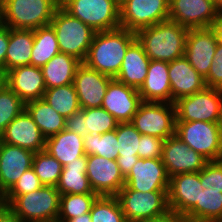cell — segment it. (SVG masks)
I'll use <instances>...</instances> for the list:
<instances>
[{"mask_svg": "<svg viewBox=\"0 0 222 222\" xmlns=\"http://www.w3.org/2000/svg\"><path fill=\"white\" fill-rule=\"evenodd\" d=\"M136 33L125 28L96 32L85 61L87 67L115 78Z\"/></svg>", "mask_w": 222, "mask_h": 222, "instance_id": "obj_1", "label": "cell"}, {"mask_svg": "<svg viewBox=\"0 0 222 222\" xmlns=\"http://www.w3.org/2000/svg\"><path fill=\"white\" fill-rule=\"evenodd\" d=\"M189 29L171 20L145 27L136 32L150 60L172 62L184 56Z\"/></svg>", "mask_w": 222, "mask_h": 222, "instance_id": "obj_2", "label": "cell"}, {"mask_svg": "<svg viewBox=\"0 0 222 222\" xmlns=\"http://www.w3.org/2000/svg\"><path fill=\"white\" fill-rule=\"evenodd\" d=\"M7 206L23 222L57 221L60 192L54 186L43 185L23 195H5Z\"/></svg>", "mask_w": 222, "mask_h": 222, "instance_id": "obj_3", "label": "cell"}, {"mask_svg": "<svg viewBox=\"0 0 222 222\" xmlns=\"http://www.w3.org/2000/svg\"><path fill=\"white\" fill-rule=\"evenodd\" d=\"M50 25L54 29L60 52L71 55L83 63L96 31L71 16L61 6L55 10Z\"/></svg>", "mask_w": 222, "mask_h": 222, "instance_id": "obj_4", "label": "cell"}, {"mask_svg": "<svg viewBox=\"0 0 222 222\" xmlns=\"http://www.w3.org/2000/svg\"><path fill=\"white\" fill-rule=\"evenodd\" d=\"M5 25L11 29L35 30L50 25L60 0H2Z\"/></svg>", "mask_w": 222, "mask_h": 222, "instance_id": "obj_5", "label": "cell"}, {"mask_svg": "<svg viewBox=\"0 0 222 222\" xmlns=\"http://www.w3.org/2000/svg\"><path fill=\"white\" fill-rule=\"evenodd\" d=\"M60 6L96 32L120 27L117 0H60Z\"/></svg>", "mask_w": 222, "mask_h": 222, "instance_id": "obj_6", "label": "cell"}, {"mask_svg": "<svg viewBox=\"0 0 222 222\" xmlns=\"http://www.w3.org/2000/svg\"><path fill=\"white\" fill-rule=\"evenodd\" d=\"M175 135L208 161L222 157V131L218 123L176 122Z\"/></svg>", "mask_w": 222, "mask_h": 222, "instance_id": "obj_7", "label": "cell"}, {"mask_svg": "<svg viewBox=\"0 0 222 222\" xmlns=\"http://www.w3.org/2000/svg\"><path fill=\"white\" fill-rule=\"evenodd\" d=\"M116 197L127 222L157 218L170 211L168 191L139 192L124 185Z\"/></svg>", "mask_w": 222, "mask_h": 222, "instance_id": "obj_8", "label": "cell"}, {"mask_svg": "<svg viewBox=\"0 0 222 222\" xmlns=\"http://www.w3.org/2000/svg\"><path fill=\"white\" fill-rule=\"evenodd\" d=\"M176 122L218 123L222 107V89L208 88L174 102Z\"/></svg>", "mask_w": 222, "mask_h": 222, "instance_id": "obj_9", "label": "cell"}, {"mask_svg": "<svg viewBox=\"0 0 222 222\" xmlns=\"http://www.w3.org/2000/svg\"><path fill=\"white\" fill-rule=\"evenodd\" d=\"M131 123L141 135L166 140L175 134V105L142 101Z\"/></svg>", "mask_w": 222, "mask_h": 222, "instance_id": "obj_10", "label": "cell"}, {"mask_svg": "<svg viewBox=\"0 0 222 222\" xmlns=\"http://www.w3.org/2000/svg\"><path fill=\"white\" fill-rule=\"evenodd\" d=\"M119 8L120 27L135 33L169 20V0H125Z\"/></svg>", "mask_w": 222, "mask_h": 222, "instance_id": "obj_11", "label": "cell"}, {"mask_svg": "<svg viewBox=\"0 0 222 222\" xmlns=\"http://www.w3.org/2000/svg\"><path fill=\"white\" fill-rule=\"evenodd\" d=\"M161 160L169 178L177 174L199 172L209 162L175 134L164 140Z\"/></svg>", "mask_w": 222, "mask_h": 222, "instance_id": "obj_12", "label": "cell"}, {"mask_svg": "<svg viewBox=\"0 0 222 222\" xmlns=\"http://www.w3.org/2000/svg\"><path fill=\"white\" fill-rule=\"evenodd\" d=\"M90 186L98 196H116L125 185V177L116 160L98 155L87 156V170Z\"/></svg>", "mask_w": 222, "mask_h": 222, "instance_id": "obj_13", "label": "cell"}, {"mask_svg": "<svg viewBox=\"0 0 222 222\" xmlns=\"http://www.w3.org/2000/svg\"><path fill=\"white\" fill-rule=\"evenodd\" d=\"M219 12L213 0H169V20L188 29L210 27Z\"/></svg>", "mask_w": 222, "mask_h": 222, "instance_id": "obj_14", "label": "cell"}, {"mask_svg": "<svg viewBox=\"0 0 222 222\" xmlns=\"http://www.w3.org/2000/svg\"><path fill=\"white\" fill-rule=\"evenodd\" d=\"M169 180L161 158H139L125 177V185L139 192L168 191Z\"/></svg>", "mask_w": 222, "mask_h": 222, "instance_id": "obj_15", "label": "cell"}, {"mask_svg": "<svg viewBox=\"0 0 222 222\" xmlns=\"http://www.w3.org/2000/svg\"><path fill=\"white\" fill-rule=\"evenodd\" d=\"M217 44L211 27L191 28L188 31L184 57L203 78L208 75Z\"/></svg>", "mask_w": 222, "mask_h": 222, "instance_id": "obj_16", "label": "cell"}, {"mask_svg": "<svg viewBox=\"0 0 222 222\" xmlns=\"http://www.w3.org/2000/svg\"><path fill=\"white\" fill-rule=\"evenodd\" d=\"M142 100L137 89L113 78L106 90L102 108L118 123L131 122Z\"/></svg>", "mask_w": 222, "mask_h": 222, "instance_id": "obj_17", "label": "cell"}, {"mask_svg": "<svg viewBox=\"0 0 222 222\" xmlns=\"http://www.w3.org/2000/svg\"><path fill=\"white\" fill-rule=\"evenodd\" d=\"M112 79L82 63L77 68L73 81L81 109L102 107L107 87Z\"/></svg>", "mask_w": 222, "mask_h": 222, "instance_id": "obj_18", "label": "cell"}, {"mask_svg": "<svg viewBox=\"0 0 222 222\" xmlns=\"http://www.w3.org/2000/svg\"><path fill=\"white\" fill-rule=\"evenodd\" d=\"M203 189L200 171L170 177L168 189L170 211L186 215L197 203H200Z\"/></svg>", "mask_w": 222, "mask_h": 222, "instance_id": "obj_19", "label": "cell"}, {"mask_svg": "<svg viewBox=\"0 0 222 222\" xmlns=\"http://www.w3.org/2000/svg\"><path fill=\"white\" fill-rule=\"evenodd\" d=\"M34 152L0 140V190L6 194L32 167Z\"/></svg>", "mask_w": 222, "mask_h": 222, "instance_id": "obj_20", "label": "cell"}, {"mask_svg": "<svg viewBox=\"0 0 222 222\" xmlns=\"http://www.w3.org/2000/svg\"><path fill=\"white\" fill-rule=\"evenodd\" d=\"M0 140L6 144L28 149L34 153L45 150L46 138L26 110L21 112L6 127L0 135Z\"/></svg>", "mask_w": 222, "mask_h": 222, "instance_id": "obj_21", "label": "cell"}, {"mask_svg": "<svg viewBox=\"0 0 222 222\" xmlns=\"http://www.w3.org/2000/svg\"><path fill=\"white\" fill-rule=\"evenodd\" d=\"M6 85L24 102L42 99L46 91L40 67L25 65L5 73Z\"/></svg>", "mask_w": 222, "mask_h": 222, "instance_id": "obj_22", "label": "cell"}, {"mask_svg": "<svg viewBox=\"0 0 222 222\" xmlns=\"http://www.w3.org/2000/svg\"><path fill=\"white\" fill-rule=\"evenodd\" d=\"M171 86V103L196 92L207 86L205 79L191 66L183 56L168 63Z\"/></svg>", "mask_w": 222, "mask_h": 222, "instance_id": "obj_23", "label": "cell"}, {"mask_svg": "<svg viewBox=\"0 0 222 222\" xmlns=\"http://www.w3.org/2000/svg\"><path fill=\"white\" fill-rule=\"evenodd\" d=\"M168 62L151 60L144 83L138 89L142 101L171 103Z\"/></svg>", "mask_w": 222, "mask_h": 222, "instance_id": "obj_24", "label": "cell"}, {"mask_svg": "<svg viewBox=\"0 0 222 222\" xmlns=\"http://www.w3.org/2000/svg\"><path fill=\"white\" fill-rule=\"evenodd\" d=\"M150 61L136 38L126 50L121 69L115 79L138 90L145 81Z\"/></svg>", "mask_w": 222, "mask_h": 222, "instance_id": "obj_25", "label": "cell"}, {"mask_svg": "<svg viewBox=\"0 0 222 222\" xmlns=\"http://www.w3.org/2000/svg\"><path fill=\"white\" fill-rule=\"evenodd\" d=\"M83 143L82 136L64 129L46 138L45 150L65 166L68 162L77 161V158L85 155Z\"/></svg>", "mask_w": 222, "mask_h": 222, "instance_id": "obj_26", "label": "cell"}, {"mask_svg": "<svg viewBox=\"0 0 222 222\" xmlns=\"http://www.w3.org/2000/svg\"><path fill=\"white\" fill-rule=\"evenodd\" d=\"M81 64L77 58L59 52L41 67L46 89L73 84L77 68Z\"/></svg>", "mask_w": 222, "mask_h": 222, "instance_id": "obj_27", "label": "cell"}, {"mask_svg": "<svg viewBox=\"0 0 222 222\" xmlns=\"http://www.w3.org/2000/svg\"><path fill=\"white\" fill-rule=\"evenodd\" d=\"M119 157L116 159L120 171L126 177L138 161L141 134L131 122L118 123L116 127Z\"/></svg>", "mask_w": 222, "mask_h": 222, "instance_id": "obj_28", "label": "cell"}, {"mask_svg": "<svg viewBox=\"0 0 222 222\" xmlns=\"http://www.w3.org/2000/svg\"><path fill=\"white\" fill-rule=\"evenodd\" d=\"M87 155L77 158V161L68 162L63 166L56 189L60 194H87L94 193L88 177Z\"/></svg>", "mask_w": 222, "mask_h": 222, "instance_id": "obj_29", "label": "cell"}, {"mask_svg": "<svg viewBox=\"0 0 222 222\" xmlns=\"http://www.w3.org/2000/svg\"><path fill=\"white\" fill-rule=\"evenodd\" d=\"M33 43V30L9 28L6 72L15 67L31 65Z\"/></svg>", "mask_w": 222, "mask_h": 222, "instance_id": "obj_30", "label": "cell"}, {"mask_svg": "<svg viewBox=\"0 0 222 222\" xmlns=\"http://www.w3.org/2000/svg\"><path fill=\"white\" fill-rule=\"evenodd\" d=\"M25 110L38 125L45 138L58 134L65 129L66 119L43 99L25 103Z\"/></svg>", "mask_w": 222, "mask_h": 222, "instance_id": "obj_31", "label": "cell"}, {"mask_svg": "<svg viewBox=\"0 0 222 222\" xmlns=\"http://www.w3.org/2000/svg\"><path fill=\"white\" fill-rule=\"evenodd\" d=\"M186 216L192 222H220L222 220V190L201 191L200 203H197Z\"/></svg>", "mask_w": 222, "mask_h": 222, "instance_id": "obj_32", "label": "cell"}, {"mask_svg": "<svg viewBox=\"0 0 222 222\" xmlns=\"http://www.w3.org/2000/svg\"><path fill=\"white\" fill-rule=\"evenodd\" d=\"M33 35L31 65L41 68L60 52V48L51 25L33 30Z\"/></svg>", "mask_w": 222, "mask_h": 222, "instance_id": "obj_33", "label": "cell"}, {"mask_svg": "<svg viewBox=\"0 0 222 222\" xmlns=\"http://www.w3.org/2000/svg\"><path fill=\"white\" fill-rule=\"evenodd\" d=\"M42 99L65 119L81 109L73 84L46 89Z\"/></svg>", "mask_w": 222, "mask_h": 222, "instance_id": "obj_34", "label": "cell"}, {"mask_svg": "<svg viewBox=\"0 0 222 222\" xmlns=\"http://www.w3.org/2000/svg\"><path fill=\"white\" fill-rule=\"evenodd\" d=\"M98 195L87 194H60L58 222H66L69 219L79 217L91 210L92 204Z\"/></svg>", "mask_w": 222, "mask_h": 222, "instance_id": "obj_35", "label": "cell"}, {"mask_svg": "<svg viewBox=\"0 0 222 222\" xmlns=\"http://www.w3.org/2000/svg\"><path fill=\"white\" fill-rule=\"evenodd\" d=\"M85 154L98 155L109 160L119 157L116 129L101 135L86 134L83 136Z\"/></svg>", "mask_w": 222, "mask_h": 222, "instance_id": "obj_36", "label": "cell"}, {"mask_svg": "<svg viewBox=\"0 0 222 222\" xmlns=\"http://www.w3.org/2000/svg\"><path fill=\"white\" fill-rule=\"evenodd\" d=\"M32 168L43 185L56 187L63 166L46 150H42L34 154Z\"/></svg>", "mask_w": 222, "mask_h": 222, "instance_id": "obj_37", "label": "cell"}, {"mask_svg": "<svg viewBox=\"0 0 222 222\" xmlns=\"http://www.w3.org/2000/svg\"><path fill=\"white\" fill-rule=\"evenodd\" d=\"M92 222H127L116 196H98L90 210Z\"/></svg>", "mask_w": 222, "mask_h": 222, "instance_id": "obj_38", "label": "cell"}, {"mask_svg": "<svg viewBox=\"0 0 222 222\" xmlns=\"http://www.w3.org/2000/svg\"><path fill=\"white\" fill-rule=\"evenodd\" d=\"M25 110V103L6 85L0 92V135Z\"/></svg>", "mask_w": 222, "mask_h": 222, "instance_id": "obj_39", "label": "cell"}, {"mask_svg": "<svg viewBox=\"0 0 222 222\" xmlns=\"http://www.w3.org/2000/svg\"><path fill=\"white\" fill-rule=\"evenodd\" d=\"M85 122L84 128L90 134L101 135L115 130L118 122L104 108L84 109Z\"/></svg>", "mask_w": 222, "mask_h": 222, "instance_id": "obj_40", "label": "cell"}, {"mask_svg": "<svg viewBox=\"0 0 222 222\" xmlns=\"http://www.w3.org/2000/svg\"><path fill=\"white\" fill-rule=\"evenodd\" d=\"M200 181L203 188L222 190V161H209L200 171Z\"/></svg>", "mask_w": 222, "mask_h": 222, "instance_id": "obj_41", "label": "cell"}, {"mask_svg": "<svg viewBox=\"0 0 222 222\" xmlns=\"http://www.w3.org/2000/svg\"><path fill=\"white\" fill-rule=\"evenodd\" d=\"M42 186L43 184L31 167L22 174L14 186L5 195H23L33 192L34 190H39Z\"/></svg>", "mask_w": 222, "mask_h": 222, "instance_id": "obj_42", "label": "cell"}, {"mask_svg": "<svg viewBox=\"0 0 222 222\" xmlns=\"http://www.w3.org/2000/svg\"><path fill=\"white\" fill-rule=\"evenodd\" d=\"M137 150L139 158H161L164 140L150 135H141Z\"/></svg>", "mask_w": 222, "mask_h": 222, "instance_id": "obj_43", "label": "cell"}, {"mask_svg": "<svg viewBox=\"0 0 222 222\" xmlns=\"http://www.w3.org/2000/svg\"><path fill=\"white\" fill-rule=\"evenodd\" d=\"M208 88L222 89V45L217 44L213 62L204 78Z\"/></svg>", "mask_w": 222, "mask_h": 222, "instance_id": "obj_44", "label": "cell"}, {"mask_svg": "<svg viewBox=\"0 0 222 222\" xmlns=\"http://www.w3.org/2000/svg\"><path fill=\"white\" fill-rule=\"evenodd\" d=\"M85 120L84 109H80L75 114L66 118L65 129L83 137L88 134V131L84 128Z\"/></svg>", "mask_w": 222, "mask_h": 222, "instance_id": "obj_45", "label": "cell"}, {"mask_svg": "<svg viewBox=\"0 0 222 222\" xmlns=\"http://www.w3.org/2000/svg\"><path fill=\"white\" fill-rule=\"evenodd\" d=\"M9 44V27L0 30V72L6 73V53Z\"/></svg>", "mask_w": 222, "mask_h": 222, "instance_id": "obj_46", "label": "cell"}, {"mask_svg": "<svg viewBox=\"0 0 222 222\" xmlns=\"http://www.w3.org/2000/svg\"><path fill=\"white\" fill-rule=\"evenodd\" d=\"M157 222H192L186 215L169 211L163 216L157 217Z\"/></svg>", "mask_w": 222, "mask_h": 222, "instance_id": "obj_47", "label": "cell"}, {"mask_svg": "<svg viewBox=\"0 0 222 222\" xmlns=\"http://www.w3.org/2000/svg\"><path fill=\"white\" fill-rule=\"evenodd\" d=\"M210 27L215 33L217 43L222 45V11L219 12Z\"/></svg>", "mask_w": 222, "mask_h": 222, "instance_id": "obj_48", "label": "cell"}, {"mask_svg": "<svg viewBox=\"0 0 222 222\" xmlns=\"http://www.w3.org/2000/svg\"><path fill=\"white\" fill-rule=\"evenodd\" d=\"M0 222H23L8 206L0 212Z\"/></svg>", "mask_w": 222, "mask_h": 222, "instance_id": "obj_49", "label": "cell"}, {"mask_svg": "<svg viewBox=\"0 0 222 222\" xmlns=\"http://www.w3.org/2000/svg\"><path fill=\"white\" fill-rule=\"evenodd\" d=\"M66 222H92V221H91L90 212H88V213H84L83 215L79 217L77 216L75 218L69 219Z\"/></svg>", "mask_w": 222, "mask_h": 222, "instance_id": "obj_50", "label": "cell"}, {"mask_svg": "<svg viewBox=\"0 0 222 222\" xmlns=\"http://www.w3.org/2000/svg\"><path fill=\"white\" fill-rule=\"evenodd\" d=\"M6 27L5 25V15H4V5L3 1L0 0V30Z\"/></svg>", "mask_w": 222, "mask_h": 222, "instance_id": "obj_51", "label": "cell"}, {"mask_svg": "<svg viewBox=\"0 0 222 222\" xmlns=\"http://www.w3.org/2000/svg\"><path fill=\"white\" fill-rule=\"evenodd\" d=\"M7 206L5 194L0 190V212Z\"/></svg>", "mask_w": 222, "mask_h": 222, "instance_id": "obj_52", "label": "cell"}, {"mask_svg": "<svg viewBox=\"0 0 222 222\" xmlns=\"http://www.w3.org/2000/svg\"><path fill=\"white\" fill-rule=\"evenodd\" d=\"M6 86V78H5V74H3L2 72H0V92L1 90Z\"/></svg>", "mask_w": 222, "mask_h": 222, "instance_id": "obj_53", "label": "cell"}, {"mask_svg": "<svg viewBox=\"0 0 222 222\" xmlns=\"http://www.w3.org/2000/svg\"><path fill=\"white\" fill-rule=\"evenodd\" d=\"M131 222H157V218H152V219H137L133 220Z\"/></svg>", "mask_w": 222, "mask_h": 222, "instance_id": "obj_54", "label": "cell"}, {"mask_svg": "<svg viewBox=\"0 0 222 222\" xmlns=\"http://www.w3.org/2000/svg\"><path fill=\"white\" fill-rule=\"evenodd\" d=\"M215 6L222 11V0H213Z\"/></svg>", "mask_w": 222, "mask_h": 222, "instance_id": "obj_55", "label": "cell"}, {"mask_svg": "<svg viewBox=\"0 0 222 222\" xmlns=\"http://www.w3.org/2000/svg\"><path fill=\"white\" fill-rule=\"evenodd\" d=\"M218 124H219L221 131H222V107H221V113H220V118H219Z\"/></svg>", "mask_w": 222, "mask_h": 222, "instance_id": "obj_56", "label": "cell"}, {"mask_svg": "<svg viewBox=\"0 0 222 222\" xmlns=\"http://www.w3.org/2000/svg\"><path fill=\"white\" fill-rule=\"evenodd\" d=\"M125 0H117V2L119 3V5Z\"/></svg>", "mask_w": 222, "mask_h": 222, "instance_id": "obj_57", "label": "cell"}]
</instances>
